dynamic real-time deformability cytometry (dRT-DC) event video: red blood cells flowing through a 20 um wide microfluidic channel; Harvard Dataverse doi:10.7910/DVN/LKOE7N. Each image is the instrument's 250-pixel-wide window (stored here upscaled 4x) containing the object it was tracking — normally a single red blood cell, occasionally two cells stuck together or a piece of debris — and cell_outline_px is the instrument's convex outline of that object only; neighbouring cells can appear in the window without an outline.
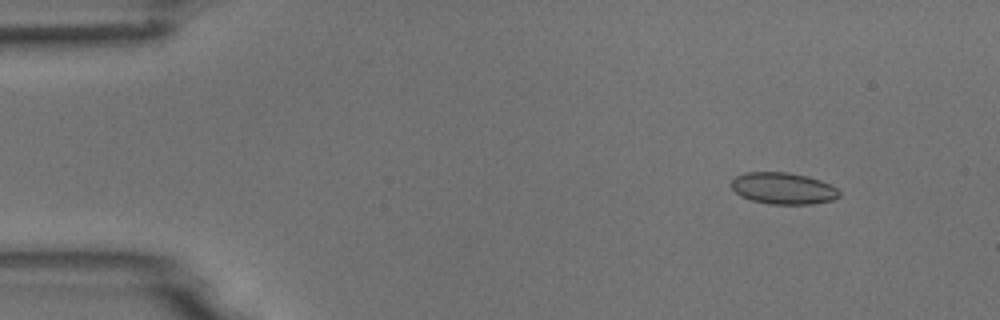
{"species": "common noctule bat (a hibernating species)", "species_latin": "Nyctalus noctula", "temperature_condition": "room temperature", "stored_images_in_passage": 3, "camera_frame_rate_fps": 3000, "um_per_image_px": 0.085, "animal": {"sex": "male", "body_mass_g": 18.8}, "frame": {"image": 1, "passage_image": 1, "time_ms": 0.0, "image_size_px": [1000, 320], "cell_outline_px": [[840, 196], [832, 200], [812, 204], [768, 204], [752, 200], [740, 196], [732, 188], [732, 180], [736, 176], [744, 172], [788, 172], [808, 176], [820, 180], [836, 188], [840, 192]], "centroid_in_image_um": [66.56, 16.01], "position_along_channel_um": 18.4, "area_um2": 19.88}}
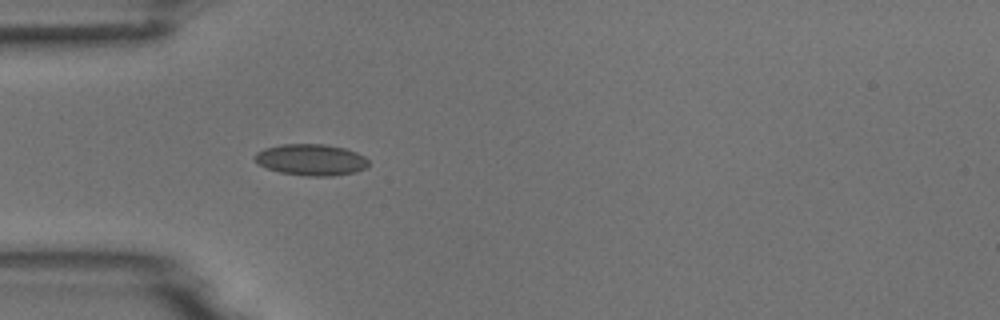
{"frame": {"image": 2, "passage_image": 3, "time_ms": 3.333, "image_size_px": [1000, 320], "cell_outline_px": [[368, 168], [356, 172], [332, 176], [304, 176], [280, 172], [268, 168], [260, 164], [252, 156], [256, 152], [264, 148], [280, 144], [324, 144], [344, 148], [356, 152], [364, 156], [368, 160]], "centroid_in_image_um": [26.45, 13.58], "position_along_channel_um": 58.5, "area_um2": 20.92}}